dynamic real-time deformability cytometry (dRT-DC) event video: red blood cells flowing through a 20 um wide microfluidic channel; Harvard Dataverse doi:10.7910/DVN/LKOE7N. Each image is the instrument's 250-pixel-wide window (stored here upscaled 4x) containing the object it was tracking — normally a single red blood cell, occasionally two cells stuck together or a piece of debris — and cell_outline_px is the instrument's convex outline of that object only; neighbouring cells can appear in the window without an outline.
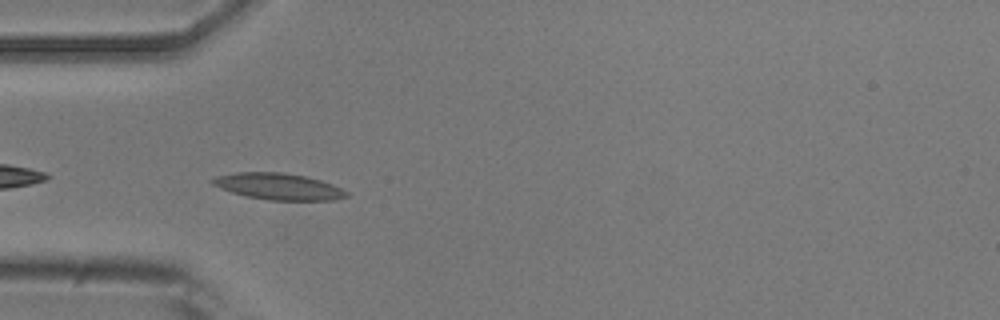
{"species": "common noctule bat (a hibernating species)", "species_latin": "Nyctalus noctula", "temperature_condition": "room temperature", "stored_images_in_passage": 40, "camera_frame_rate_fps": 3000, "um_per_image_px": 0.085, "animal": {"sex": "male", "body_mass_g": 20.5, "forearm_length_mm": 52.5}, "frame": {"image": 1, "passage_image": 2, "time_ms": 0.333, "image_size_px": [1000, 320], "cell_outline_px": [[348, 196], [336, 200], [268, 200], [244, 196], [220, 188], [212, 184], [208, 180], [216, 176], [236, 172], [284, 172], [304, 176], [320, 180], [332, 184], [348, 192]], "centroid_in_image_um": [23.64, 15.85], "position_along_channel_um": 61.4, "area_um2": 20.75}}
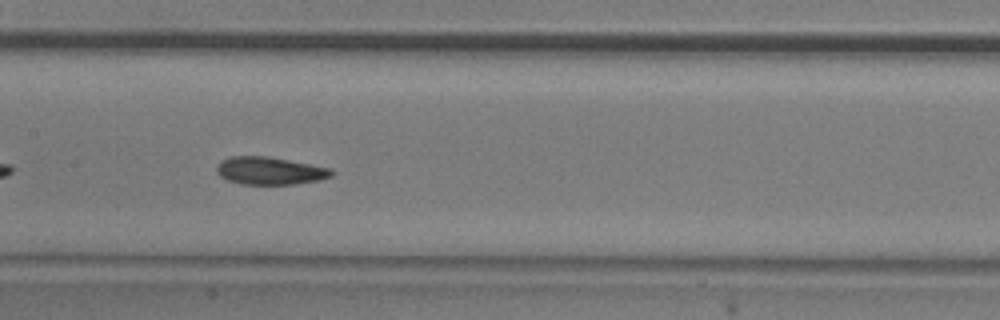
{"frame": {"image": 2, "passage_image": 12, "time_ms": 3.667, "image_size_px": [1000, 320], "cell_outline_px": [[332, 176], [320, 180], [296, 184], [240, 184], [228, 180], [220, 176], [216, 172], [216, 164], [232, 156], [268, 156], [312, 164], [332, 168]], "centroid_in_image_um": [22.95, 14.51], "position_along_channel_um": 184.5, "area_um2": 18.61}}
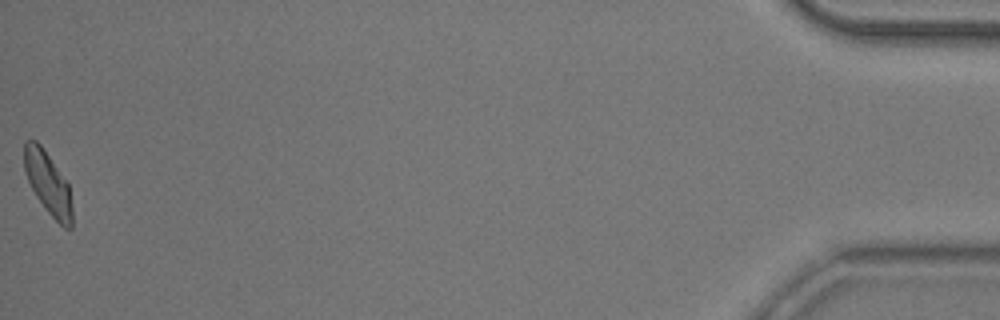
{"frame": {"image": 3, "passage_image": 40, "time_ms": 13.0, "image_size_px": [1000, 320], "cell_outline_px": [[72, 228], [64, 228], [44, 208], [36, 196], [28, 180], [24, 168], [24, 140], [36, 140], [40, 144], [68, 184], [72, 208]], "centroid_in_image_um": [4.07, 15.58], "position_along_channel_um": 431.1, "area_um2": 17.17}, "authors_computed_cell_mechanics": {"area_um2": 18.2937, "velocity_mm_per_s": 3.722, "shape_relaxation_time_tau1_ms": 5.18, "shape_relaxation_time_tau2_ms": 2.9914, "deformation_change_tau1": 0.1367, "deformation_change_tau2": 0.091}}